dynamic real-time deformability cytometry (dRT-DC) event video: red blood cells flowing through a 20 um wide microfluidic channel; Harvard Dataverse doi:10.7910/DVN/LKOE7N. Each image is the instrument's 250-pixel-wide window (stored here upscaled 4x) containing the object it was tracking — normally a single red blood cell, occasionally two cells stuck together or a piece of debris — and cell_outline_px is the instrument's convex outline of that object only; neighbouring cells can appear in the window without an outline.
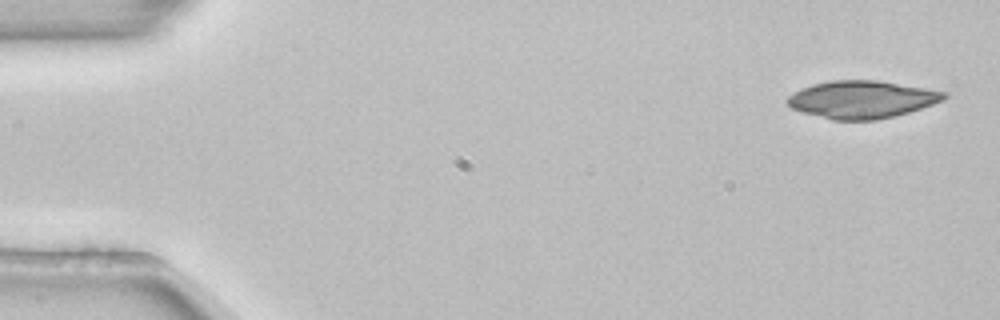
{"species": "common noctule bat (a hibernating species)", "species_latin": "Nyctalus noctula", "temperature_condition": "room temperature", "stored_images_in_passage": 4, "camera_frame_rate_fps": 3000, "um_per_image_px": 0.085, "animal": {"sex": "female", "body_mass_g": 22.7, "forearm_length_mm": 54.2}, "frame": {"image": 1, "passage_image": 1, "time_ms": 0.0, "image_size_px": [1000, 320], "cell_outline_px": [[948, 96], [944, 100], [896, 116], [876, 120], [832, 120], [800, 112], [792, 108], [784, 100], [788, 96], [800, 88], [812, 84], [828, 80], [880, 80], [948, 92]], "centroid_in_image_um": [73.23, 8.45], "position_along_channel_um": 11.8, "area_um2": 34.62}}